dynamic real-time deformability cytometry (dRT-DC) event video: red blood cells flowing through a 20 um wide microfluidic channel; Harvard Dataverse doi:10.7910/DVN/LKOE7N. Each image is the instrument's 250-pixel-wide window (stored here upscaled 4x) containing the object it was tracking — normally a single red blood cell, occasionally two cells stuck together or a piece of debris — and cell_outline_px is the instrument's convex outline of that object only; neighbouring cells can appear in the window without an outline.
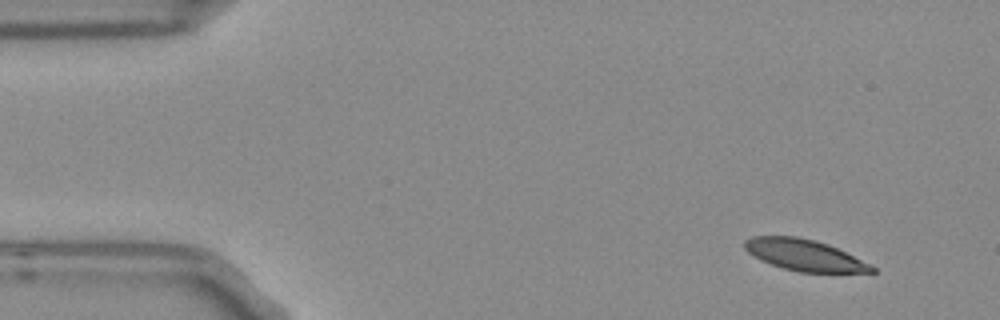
{"species": "Egyptian fruit bat (a non-hibernating species)", "species_latin": "Rousettus aegyptiacus", "temperature_condition": "room temperature", "stored_images_in_passage": 5, "segment_of_instrument_passage": [1, 2], "camera_frame_rate_fps": 3000, "um_per_image_px": 0.085, "frame": {"image": 1, "passage_image": 1, "time_ms": 0.0, "image_size_px": [1000, 320], "cell_outline_px": [[876, 272], [796, 272], [760, 260], [748, 252], [744, 248], [744, 240], [752, 236], [796, 236], [828, 244], [876, 268]], "centroid_in_image_um": [68.31, 21.68], "position_along_channel_um": 16.7, "area_um2": 22.77}}